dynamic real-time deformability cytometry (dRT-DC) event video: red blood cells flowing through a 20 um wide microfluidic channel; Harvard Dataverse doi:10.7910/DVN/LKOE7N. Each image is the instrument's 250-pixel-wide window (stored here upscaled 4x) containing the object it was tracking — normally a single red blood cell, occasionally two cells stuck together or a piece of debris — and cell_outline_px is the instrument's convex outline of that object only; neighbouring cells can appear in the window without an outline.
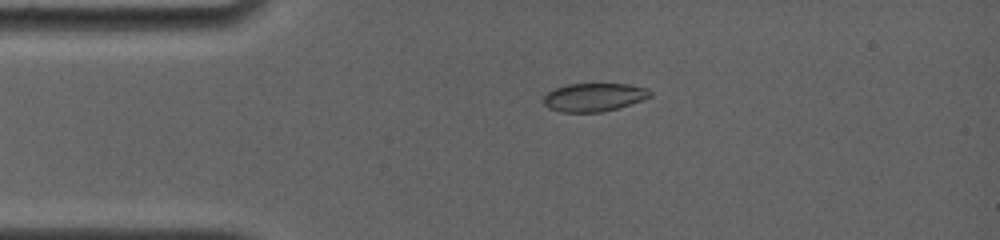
{"species": "common noctule bat (a hibernating species)", "species_latin": "Nyctalus noctula", "temperature_condition": "room temperature", "stored_images_in_passage": 2, "camera_frame_rate_fps": 4000, "um_per_image_px": 0.085, "animal": {"sex": "female", "body_mass_g": 19.0, "forearm_length_mm": 56.7}, "frame": {"image": 1, "passage_image": 1, "time_ms": 0.0, "image_size_px": [1000, 240], "cell_outline_px": [[652, 96], [644, 100], [616, 108], [600, 112], [560, 112], [548, 108], [544, 104], [544, 96], [548, 92], [556, 88], [568, 84], [628, 84], [648, 88], [652, 92]], "centroid_in_image_um": [50.51, 8.26], "position_along_channel_um": 34.5, "area_um2": 17.57}}